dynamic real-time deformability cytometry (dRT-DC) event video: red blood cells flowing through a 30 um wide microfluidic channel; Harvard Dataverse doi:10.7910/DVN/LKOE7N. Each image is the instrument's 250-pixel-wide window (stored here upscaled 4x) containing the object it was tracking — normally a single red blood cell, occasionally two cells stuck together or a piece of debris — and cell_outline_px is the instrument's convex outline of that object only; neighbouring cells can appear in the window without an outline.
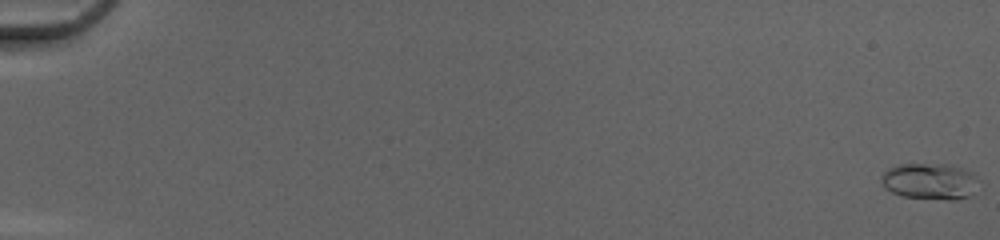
{"species": "common noctule bat (a hibernating species)", "species_latin": "Nyctalus noctula", "temperature_condition": "cold", "stored_images_in_passage": 52, "camera_frame_rate_fps": 3000, "um_per_image_px": 0.085, "animal": {"sex": "female", "body_mass_g": 20.0, "forearm_length_mm": 54.0}, "frame": {"image": 1, "passage_image": 1, "time_ms": 0.0, "image_size_px": [1000, 240], "cell_outline_px": [[972, 176], [968, 196], [956, 200], [952, 200], [900, 196], [884, 188], [880, 180], [880, 176], [888, 168], [900, 164], [948, 164], [972, 172]], "centroid_in_image_um": [78.86, 15.4], "position_along_channel_um": 6.1, "area_um2": 19.88}}
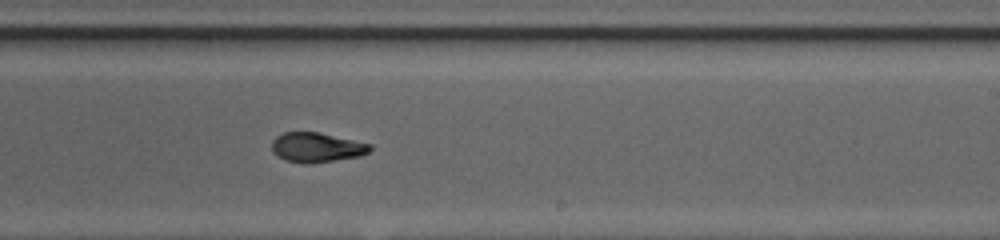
{"frame": {"image": 2, "passage_image": 34, "time_ms": 11.0, "image_size_px": [1000, 240], "cell_outline_px": [[372, 148], [368, 152], [360, 156], [308, 164], [304, 164], [284, 160], [272, 152], [272, 140], [276, 136], [284, 132], [320, 132], [372, 144]], "centroid_in_image_um": [26.9, 12.52], "position_along_channel_um": 262.1, "area_um2": 17.11}}
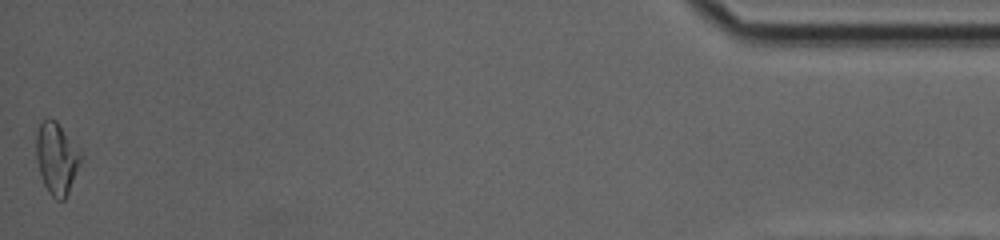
{"frame": {"image": 3, "passage_image": 52, "time_ms": 17.0, "image_size_px": [1000, 240], "cell_outline_px": [[84, 156], [68, 192], [64, 200], [56, 200], [48, 192], [44, 184], [36, 160], [36, 132], [40, 124], [44, 120], [56, 120], [80, 148]], "centroid_in_image_um": [4.84, 13.45], "position_along_channel_um": 430.4, "area_um2": 18.79}, "authors_computed_cell_mechanics": {"area_um2": 17.3111, "velocity_mm_per_s": 4.1948, "shape_relaxation_time_tau1_ms": 8.753, "shape_relaxation_time_tau2_ms": 1.412, "deformation_change_tau1": 0.2796, "deformation_change_tau2": 0.0624}}